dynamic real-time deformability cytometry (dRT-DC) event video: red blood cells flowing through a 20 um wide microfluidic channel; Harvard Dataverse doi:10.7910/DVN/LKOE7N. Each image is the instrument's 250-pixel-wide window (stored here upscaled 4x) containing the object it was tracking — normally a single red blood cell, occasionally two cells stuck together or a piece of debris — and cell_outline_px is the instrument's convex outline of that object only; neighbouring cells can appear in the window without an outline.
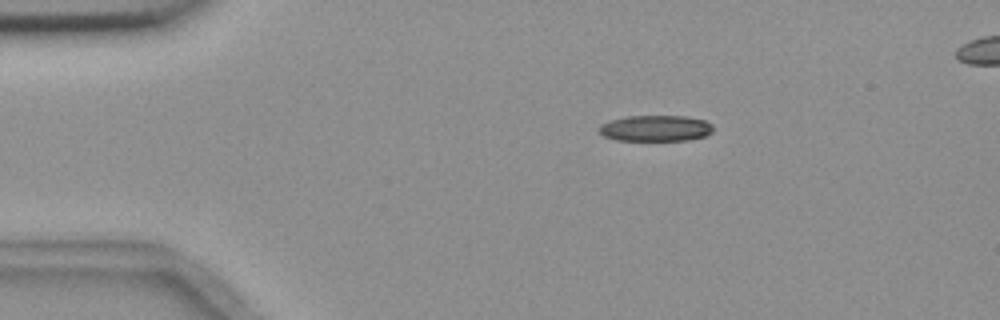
{"species": "common noctule bat (a hibernating species)", "species_latin": "Nyctalus noctula", "temperature_condition": "room temperature", "stored_images_in_passage": 3, "camera_frame_rate_fps": 3000, "um_per_image_px": 0.085, "animal": {"sex": "female", "body_mass_g": 18.4}, "frame": {"image": 1, "passage_image": 1, "time_ms": 0.0, "image_size_px": [1000, 320], "cell_outline_px": [[712, 132], [704, 136], [688, 140], [616, 140], [604, 136], [596, 128], [600, 124], [608, 120], [628, 116], [684, 116], [704, 120], [712, 124]], "centroid_in_image_um": [55.68, 10.9], "position_along_channel_um": 29.3, "area_um2": 17.34}}